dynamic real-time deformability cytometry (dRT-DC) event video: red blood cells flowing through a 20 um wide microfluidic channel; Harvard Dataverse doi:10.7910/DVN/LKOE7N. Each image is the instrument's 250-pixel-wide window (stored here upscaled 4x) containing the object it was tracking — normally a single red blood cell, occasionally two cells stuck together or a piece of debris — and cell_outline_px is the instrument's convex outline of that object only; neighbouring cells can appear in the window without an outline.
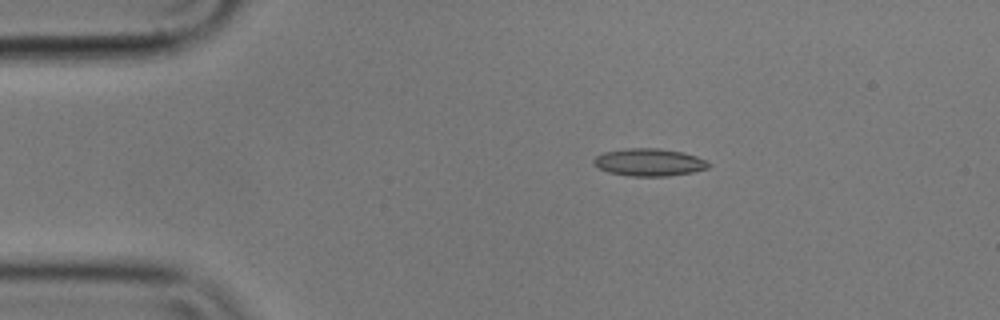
{"species": "common noctule bat (a hibernating species)", "species_latin": "Nyctalus noctula", "temperature_condition": "cold", "stored_images_in_passage": 8, "camera_frame_rate_fps": 3000, "um_per_image_px": 0.085, "animal": {"sex": "male", "body_mass_g": 17.9}, "frame": {"image": 1, "passage_image": 3, "time_ms": 0.667, "image_size_px": [1000, 320], "cell_outline_px": [[712, 164], [708, 168], [692, 172], [668, 176], [632, 176], [608, 172], [592, 164], [592, 160], [596, 156], [604, 152], [624, 148], [660, 148], [684, 152], [696, 156]], "centroid_in_image_um": [55.17, 13.78], "position_along_channel_um": 29.8, "area_um2": 18.5}}
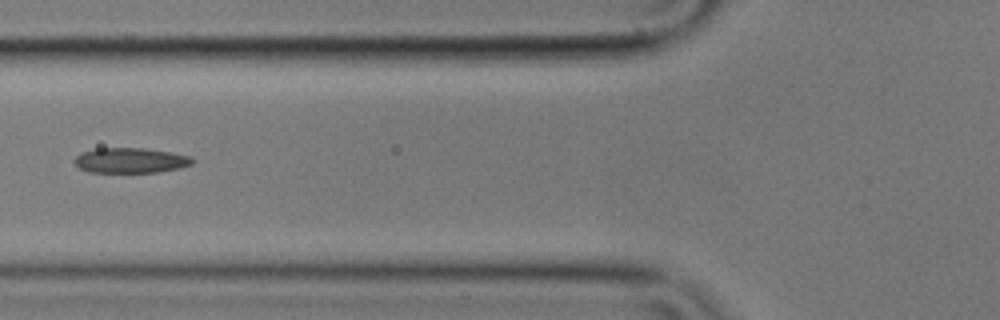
{"frame": {"image": 2, "passage_image": 6, "time_ms": 1.667, "image_size_px": [1000, 320], "cell_outline_px": [[196, 160], [192, 164], [180, 168], [156, 172], [88, 172], [80, 168], [72, 160], [80, 152], [96, 148], [144, 148], [172, 152], [188, 156]], "centroid_in_image_um": [11.08, 13.63], "position_along_channel_um": 114.7, "area_um2": 17.4}}
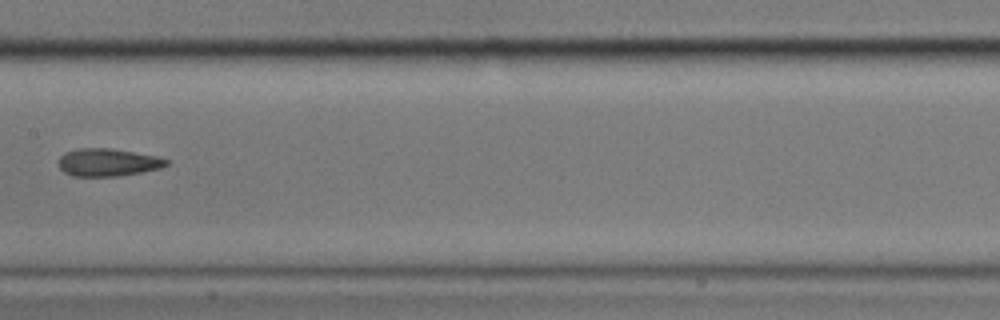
{"frame": {"image": 3, "passage_image": 8, "time_ms": 2.333, "image_size_px": [1000, 320], "cell_outline_px": [[168, 164], [160, 168], [120, 176], [72, 176], [64, 172], [60, 168], [60, 156], [64, 152], [76, 148], [112, 148], [156, 156], [168, 160]], "centroid_in_image_um": [9.14, 13.79], "position_along_channel_um": 198.3, "area_um2": 17.34}}